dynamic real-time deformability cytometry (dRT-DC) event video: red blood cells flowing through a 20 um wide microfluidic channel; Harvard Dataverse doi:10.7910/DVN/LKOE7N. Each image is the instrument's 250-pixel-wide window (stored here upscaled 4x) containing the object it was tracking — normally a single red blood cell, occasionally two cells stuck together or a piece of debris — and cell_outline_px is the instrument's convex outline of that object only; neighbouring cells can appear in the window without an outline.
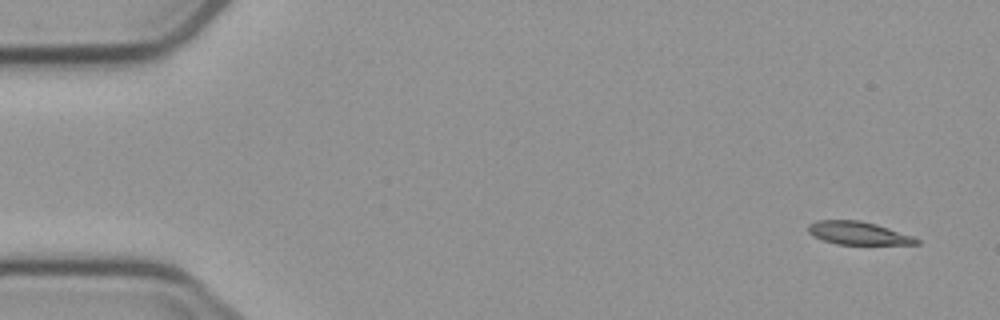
{"species": "common noctule bat (a hibernating species)", "species_latin": "Nyctalus noctula", "temperature_condition": "cold", "stored_images_in_passage": 4, "camera_frame_rate_fps": 3000, "um_per_image_px": 0.085, "animal": {"sex": "male", "body_mass_g": 23.1, "forearm_length_mm": 52.7}, "frame": {"image": 1, "passage_image": 1, "time_ms": 0.0, "image_size_px": [1000, 320], "cell_outline_px": [[920, 244], [836, 244], [824, 240], [808, 232], [808, 224], [816, 220], [860, 220], [876, 224], [912, 236], [920, 240]], "centroid_in_image_um": [72.94, 19.81], "position_along_channel_um": 12.1, "area_um2": 14.33}}